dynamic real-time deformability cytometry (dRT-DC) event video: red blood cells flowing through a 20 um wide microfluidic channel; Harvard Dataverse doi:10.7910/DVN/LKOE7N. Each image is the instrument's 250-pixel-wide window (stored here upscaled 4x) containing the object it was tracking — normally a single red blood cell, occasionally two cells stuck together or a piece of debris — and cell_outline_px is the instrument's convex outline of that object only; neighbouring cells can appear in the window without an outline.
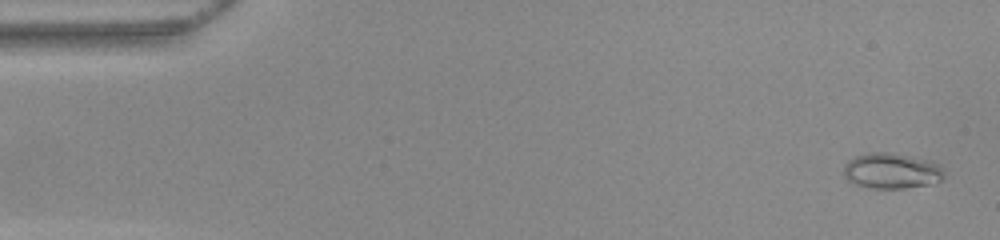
{"species": "common noctule bat (a hibernating species)", "species_latin": "Nyctalus noctula", "temperature_condition": "warm", "stored_images_in_passage": 52, "camera_frame_rate_fps": 3000, "um_per_image_px": 0.085, "animal": {"sex": "female", "body_mass_g": 22.0, "forearm_length_mm": 56.7}, "frame": {"image": 1, "passage_image": 2, "time_ms": 0.333, "image_size_px": [1000, 240], "cell_outline_px": [[944, 176], [940, 180], [932, 184], [904, 188], [872, 188], [852, 184], [844, 176], [844, 164], [848, 160], [856, 156], [868, 152], [892, 152], [932, 160], [940, 164]], "centroid_in_image_um": [75.78, 14.51], "position_along_channel_um": 9.2, "area_um2": 21.15}}
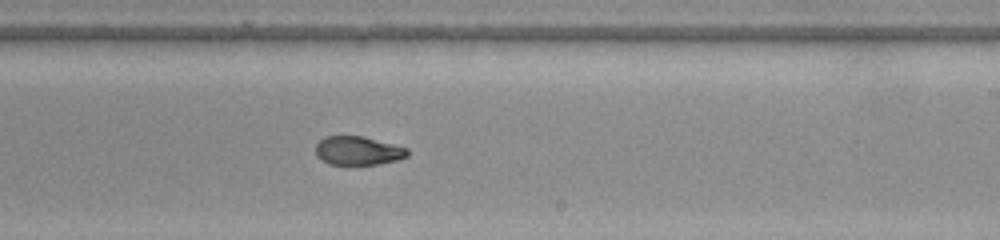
{"frame": {"image": 2, "passage_image": 31, "time_ms": 10.0, "image_size_px": [1000, 240], "cell_outline_px": [[408, 156], [396, 160], [376, 164], [328, 164], [320, 160], [316, 156], [316, 144], [324, 136], [364, 136], [408, 148]], "centroid_in_image_um": [30.4, 12.8], "position_along_channel_um": 258.6, "area_um2": 15.37}}
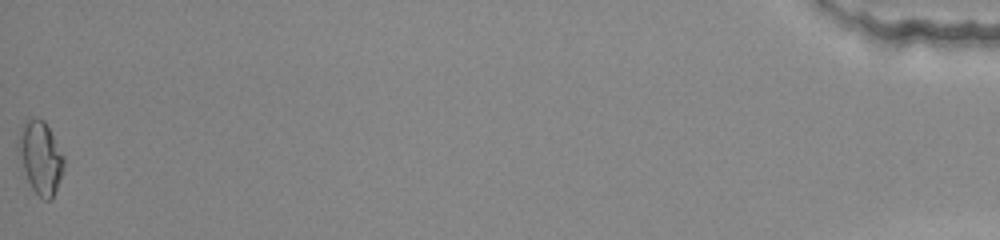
{"frame": {"image": 3, "passage_image": 52, "time_ms": 17.0, "image_size_px": [1000, 240], "cell_outline_px": [[64, 168], [52, 200], [44, 200], [32, 188], [28, 180], [16, 144], [24, 124], [28, 120], [44, 120], [64, 156]], "centroid_in_image_um": [3.46, 13.43], "position_along_channel_um": 431.7, "area_um2": 18.61}, "authors_computed_cell_mechanics": {"area_um2": 17.3111, "velocity_mm_per_s": 3.9556, "shape_relaxation_time_tau1_ms": null, "shape_relaxation_time_tau2_ms": 1.663, "deformation_change_tau1": null, "deformation_change_tau2": 0.0613}}